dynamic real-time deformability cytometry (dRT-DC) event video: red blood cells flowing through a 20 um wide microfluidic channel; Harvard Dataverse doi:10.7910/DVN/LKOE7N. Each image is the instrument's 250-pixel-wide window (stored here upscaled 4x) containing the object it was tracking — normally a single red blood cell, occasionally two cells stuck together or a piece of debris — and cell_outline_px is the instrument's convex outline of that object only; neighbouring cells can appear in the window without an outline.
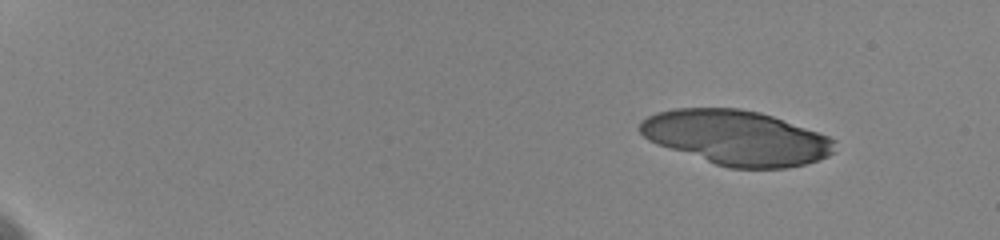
{"species": "human", "species_latin": "Homo sapiens", "temperature_condition": "cold", "stored_images_in_passage": 31, "camera_frame_rate_fps": 3000, "um_per_image_px": 0.085, "donor": {"sex": "female"}, "frame": {"image": 1, "passage_image": 5, "time_ms": 1.0, "image_size_px": [1000, 240], "cell_outline_px": [[836, 152], [828, 156], [804, 164], [784, 168], [728, 168], [716, 164], [648, 140], [640, 132], [640, 120], [656, 112], [676, 108], [740, 108], [760, 112], [772, 116], [828, 136], [836, 140]], "centroid_in_image_um": [62.61, 11.69], "position_along_channel_um": 22.4, "area_um2": 61.56}}